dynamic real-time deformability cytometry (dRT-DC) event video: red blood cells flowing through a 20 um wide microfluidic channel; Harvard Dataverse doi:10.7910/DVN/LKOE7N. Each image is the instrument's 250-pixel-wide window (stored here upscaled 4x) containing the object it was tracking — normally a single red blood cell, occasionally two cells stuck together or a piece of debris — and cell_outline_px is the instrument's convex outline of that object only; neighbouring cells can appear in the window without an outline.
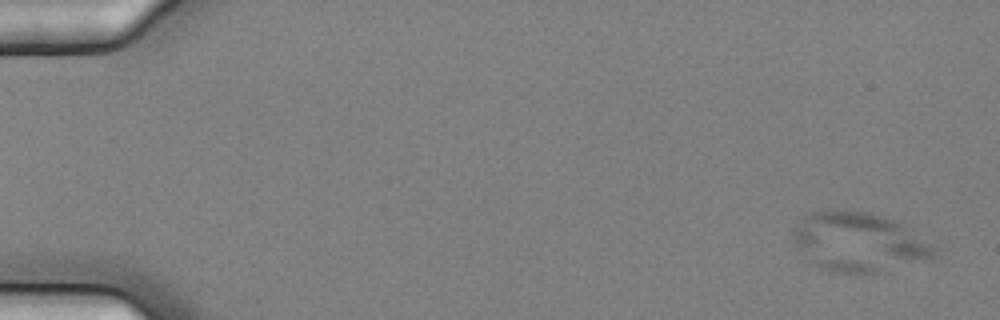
{"species": "common noctule bat (a hibernating species)", "species_latin": "Nyctalus noctula", "temperature_condition": "cold", "stored_images_in_passage": 8, "camera_frame_rate_fps": 3000, "um_per_image_px": 0.085, "animal": {"sex": "female", "body_mass_g": 25.1}, "frame": {"image": 1, "passage_image": 1, "time_ms": 0.0, "image_size_px": [1000, 320], "cell_outline_px": [[940, 256], [872, 276], [856, 276], [828, 272], [808, 264], [796, 248], [792, 240], [792, 228], [804, 216], [812, 212], [828, 208], [844, 208], [872, 212], [908, 224], [940, 248]], "centroid_in_image_um": [73.04, 20.61], "position_along_channel_um": 12.0, "area_um2": 52.31}}
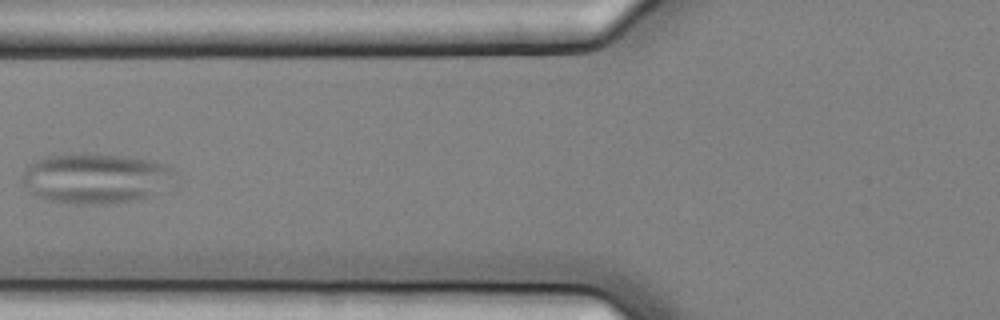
{"frame": {"image": 2, "passage_image": 7, "time_ms": 2.0, "image_size_px": [1000, 320], "cell_outline_px": [[172, 168], [152, 192], [148, 196], [136, 200], [104, 204], [80, 204], [52, 200], [36, 196], [24, 184], [24, 172], [28, 164], [44, 156], [124, 156], [164, 164]], "centroid_in_image_um": [7.95, 15.18], "position_along_channel_um": 117.9, "area_um2": 41.73}}